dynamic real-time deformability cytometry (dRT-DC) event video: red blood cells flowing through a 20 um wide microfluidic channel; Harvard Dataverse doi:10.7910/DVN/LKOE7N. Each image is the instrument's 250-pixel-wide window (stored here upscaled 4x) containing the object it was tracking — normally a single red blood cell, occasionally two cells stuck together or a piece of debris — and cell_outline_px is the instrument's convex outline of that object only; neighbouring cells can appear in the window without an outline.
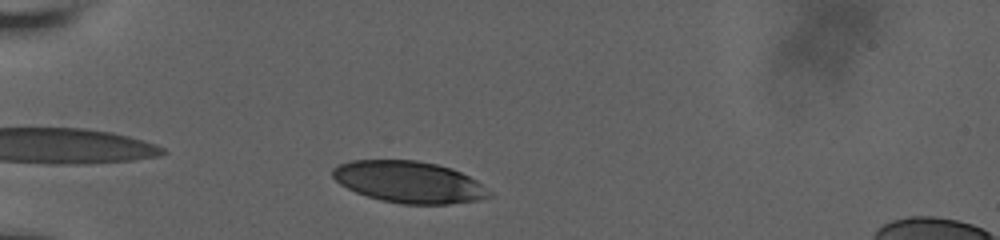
{"species": "human", "species_latin": "Homo sapiens", "temperature_condition": "room temperature", "stored_images_in_passage": 35, "camera_frame_rate_fps": 3000, "um_per_image_px": 0.085, "donor": {"sex": "male"}, "frame": {"image": 1, "passage_image": 4, "time_ms": 1.0, "image_size_px": [1000, 240], "cell_outline_px": [[492, 196], [480, 200], [448, 204], [404, 204], [380, 200], [356, 192], [340, 184], [332, 176], [332, 168], [340, 164], [352, 160], [416, 160], [436, 164], [452, 168], [476, 180], [492, 192]], "centroid_in_image_um": [34.78, 15.47], "position_along_channel_um": 50.2, "area_um2": 37.97}}
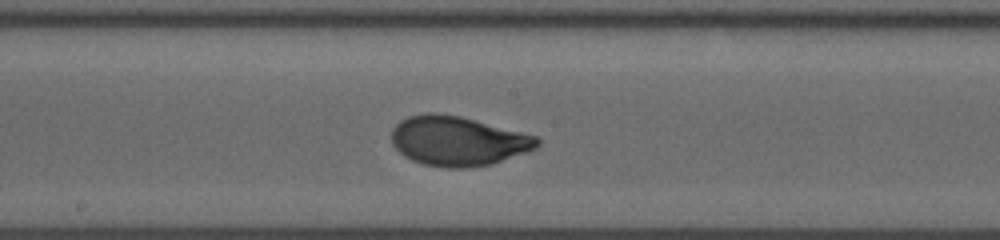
{"frame": {"image": 2, "passage_image": 19, "time_ms": 6.0, "image_size_px": [1000, 240], "cell_outline_px": [[540, 144], [536, 148], [492, 164], [468, 168], [444, 168], [424, 164], [412, 160], [404, 156], [392, 144], [392, 128], [400, 120], [408, 116], [432, 112], [460, 116], [536, 136], [540, 140]], "centroid_in_image_um": [38.89, 11.99], "position_along_channel_um": 209.3, "area_um2": 41.91}}
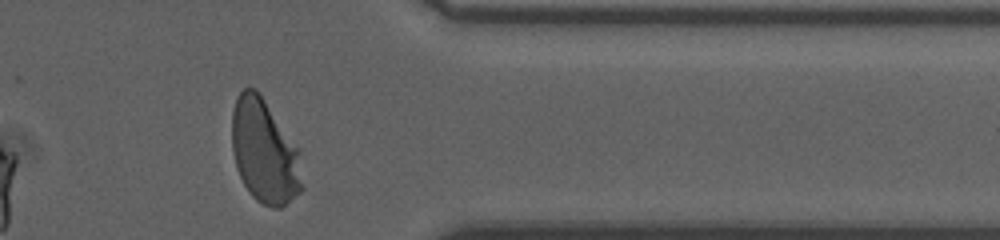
{"frame": {"image": 3, "passage_image": 34, "time_ms": 11.0, "image_size_px": [1000, 240], "cell_outline_px": [[304, 188], [300, 192], [280, 208], [272, 208], [256, 200], [252, 196], [244, 184], [236, 168], [232, 148], [232, 112], [236, 100], [240, 92], [244, 88], [256, 88], [260, 92], [300, 148]], "centroid_in_image_um": [22.52, 12.86], "position_along_channel_um": 388.9, "area_um2": 43.23}, "authors_computed_cell_mechanics": {"area_um2": 41.0958, "velocity_mm_per_s": 3.7689, "shape_relaxation_time_tau1_ms": 3.0286, "shape_relaxation_time_tau2_ms": null, "deformation_change_tau1": 0.1794, "deformation_change_tau2": null}}